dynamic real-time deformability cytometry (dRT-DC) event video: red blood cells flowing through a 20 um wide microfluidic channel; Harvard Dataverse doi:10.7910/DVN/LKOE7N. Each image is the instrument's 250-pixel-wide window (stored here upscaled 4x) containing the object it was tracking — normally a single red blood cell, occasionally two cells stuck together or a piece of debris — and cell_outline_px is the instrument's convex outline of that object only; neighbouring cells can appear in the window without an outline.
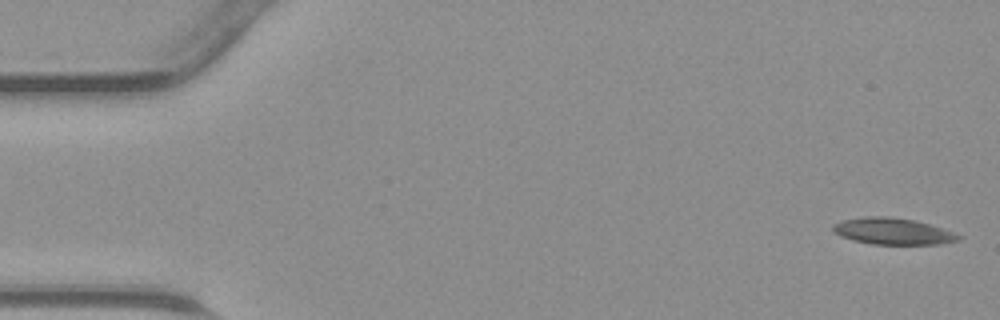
{"species": "common noctule bat (a hibernating species)", "species_latin": "Nyctalus noctula", "temperature_condition": "warm", "stored_images_in_passage": 45, "camera_frame_rate_fps": 3000, "um_per_image_px": 0.085, "animal": {"sex": "male", "body_mass_g": 23.1, "forearm_length_mm": 52.7}, "frame": {"image": 1, "passage_image": 1, "time_ms": 0.0, "image_size_px": [1000, 320], "cell_outline_px": [[964, 236], [960, 240], [940, 244], [872, 244], [852, 240], [840, 236], [832, 232], [832, 224], [840, 220], [864, 216], [888, 216], [912, 220], [928, 224]], "centroid_in_image_um": [75.83, 19.65], "position_along_channel_um": 9.2, "area_um2": 19.48}}
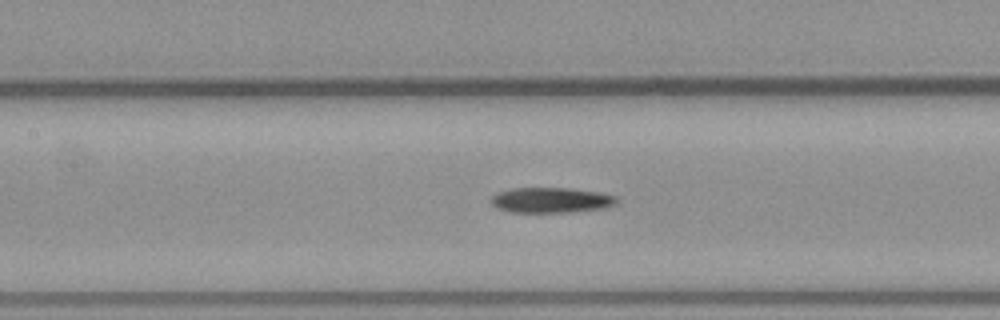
{"frame": {"image": 2, "passage_image": 20, "time_ms": 6.333, "image_size_px": [1000, 320], "cell_outline_px": [[620, 200], [616, 204], [608, 208], [572, 212], [508, 212], [496, 208], [492, 204], [492, 196], [496, 192], [512, 188], [568, 188], [600, 192], [616, 196]], "centroid_in_image_um": [46.88, 17.01], "position_along_channel_um": 160.5, "area_um2": 18.84}}
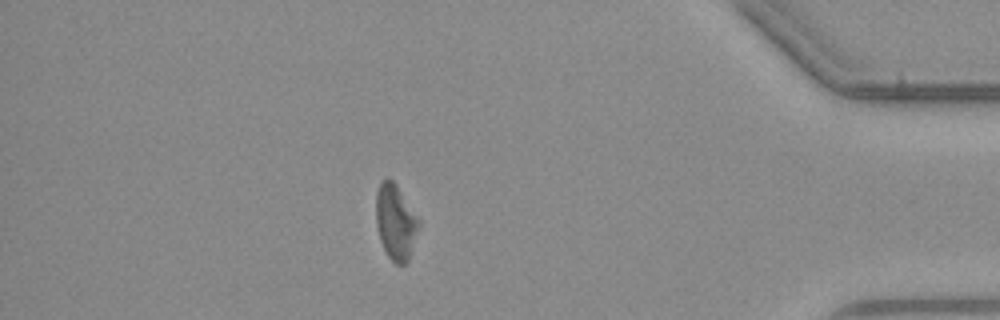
{"frame": {"image": 3, "passage_image": 39, "time_ms": 12.667, "image_size_px": [1000, 320], "cell_outline_px": [[420, 224], [408, 260], [404, 264], [396, 264], [388, 256], [380, 240], [376, 224], [376, 192], [380, 180], [388, 176], [396, 184], [420, 220]], "centroid_in_image_um": [33.61, 18.82], "position_along_channel_um": 401.6, "area_um2": 18.79}}